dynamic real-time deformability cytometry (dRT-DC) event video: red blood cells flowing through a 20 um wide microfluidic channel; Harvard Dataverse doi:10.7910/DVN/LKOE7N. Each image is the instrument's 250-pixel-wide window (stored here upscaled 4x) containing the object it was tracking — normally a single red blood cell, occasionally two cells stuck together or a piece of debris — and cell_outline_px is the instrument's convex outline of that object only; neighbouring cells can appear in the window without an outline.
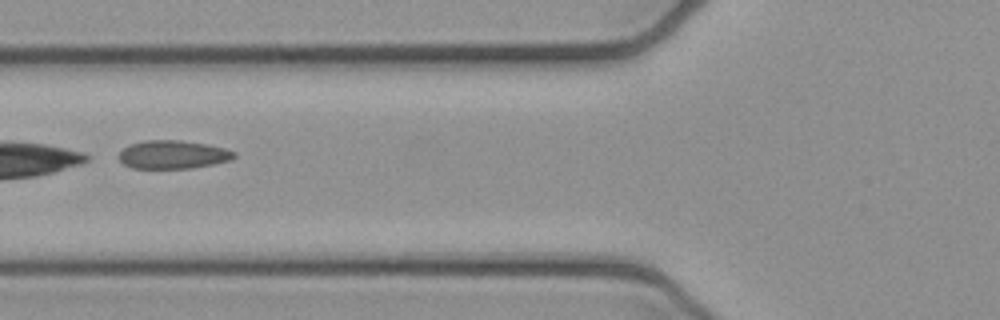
{"species": "common noctule bat (a hibernating species)", "species_latin": "Nyctalus noctula", "temperature_condition": "cold", "stored_images_in_passage": 4, "camera_frame_rate_fps": 3000, "um_per_image_px": 0.085, "animal": {"sex": "female", "body_mass_g": 21.9}, "frame": {"image": 1, "passage_image": 3, "time_ms": 0.667, "image_size_px": [1000, 320], "cell_outline_px": [[236, 156], [232, 160], [192, 168], [132, 168], [124, 164], [120, 160], [120, 152], [124, 148], [132, 144], [144, 140], [180, 140], [208, 144], [224, 148], [236, 152]], "centroid_in_image_um": [14.74, 13.13], "position_along_channel_um": 111.1, "area_um2": 18.96}}
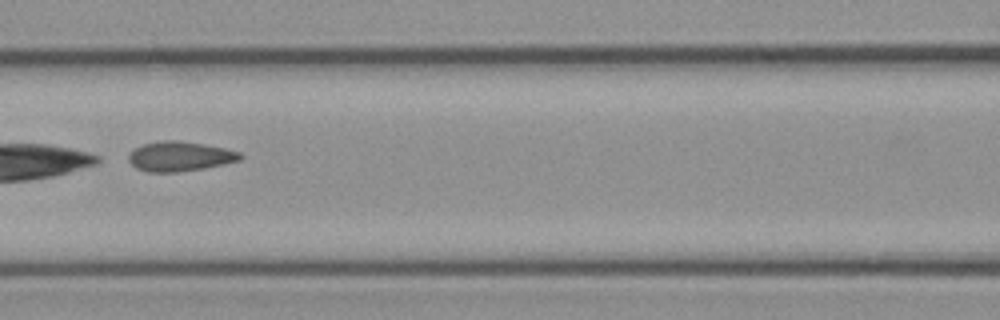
{"frame": {"image": 2, "passage_image": 4, "time_ms": 1.0, "image_size_px": [1000, 320], "cell_outline_px": [[244, 156], [240, 160], [224, 164], [204, 168], [176, 172], [148, 172], [136, 168], [128, 160], [128, 156], [136, 148], [144, 144], [164, 140], [180, 140], [204, 144], [224, 148], [240, 152]], "centroid_in_image_um": [15.31, 13.29], "position_along_channel_um": 151.3, "area_um2": 19.25}}